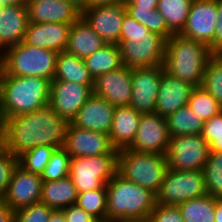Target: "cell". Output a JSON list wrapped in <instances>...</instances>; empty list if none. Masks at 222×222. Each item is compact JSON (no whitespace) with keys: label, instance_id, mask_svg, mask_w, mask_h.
I'll list each match as a JSON object with an SVG mask.
<instances>
[{"label":"cell","instance_id":"4","mask_svg":"<svg viewBox=\"0 0 222 222\" xmlns=\"http://www.w3.org/2000/svg\"><path fill=\"white\" fill-rule=\"evenodd\" d=\"M50 83L42 77L7 75L0 69V114L4 120L49 105Z\"/></svg>","mask_w":222,"mask_h":222},{"label":"cell","instance_id":"15","mask_svg":"<svg viewBox=\"0 0 222 222\" xmlns=\"http://www.w3.org/2000/svg\"><path fill=\"white\" fill-rule=\"evenodd\" d=\"M93 94V86L52 80L49 106L61 117L72 121L79 109Z\"/></svg>","mask_w":222,"mask_h":222},{"label":"cell","instance_id":"56","mask_svg":"<svg viewBox=\"0 0 222 222\" xmlns=\"http://www.w3.org/2000/svg\"><path fill=\"white\" fill-rule=\"evenodd\" d=\"M123 222H149V221L146 220V221H123Z\"/></svg>","mask_w":222,"mask_h":222},{"label":"cell","instance_id":"32","mask_svg":"<svg viewBox=\"0 0 222 222\" xmlns=\"http://www.w3.org/2000/svg\"><path fill=\"white\" fill-rule=\"evenodd\" d=\"M202 171L206 193L222 198V152L210 151Z\"/></svg>","mask_w":222,"mask_h":222},{"label":"cell","instance_id":"6","mask_svg":"<svg viewBox=\"0 0 222 222\" xmlns=\"http://www.w3.org/2000/svg\"><path fill=\"white\" fill-rule=\"evenodd\" d=\"M58 53L21 42L5 50L0 69L7 75L54 79Z\"/></svg>","mask_w":222,"mask_h":222},{"label":"cell","instance_id":"3","mask_svg":"<svg viewBox=\"0 0 222 222\" xmlns=\"http://www.w3.org/2000/svg\"><path fill=\"white\" fill-rule=\"evenodd\" d=\"M166 39L149 31L128 13L122 21L120 40L117 44L124 66L144 68L164 63Z\"/></svg>","mask_w":222,"mask_h":222},{"label":"cell","instance_id":"19","mask_svg":"<svg viewBox=\"0 0 222 222\" xmlns=\"http://www.w3.org/2000/svg\"><path fill=\"white\" fill-rule=\"evenodd\" d=\"M115 107L104 98L92 94L79 109L71 124L109 135Z\"/></svg>","mask_w":222,"mask_h":222},{"label":"cell","instance_id":"11","mask_svg":"<svg viewBox=\"0 0 222 222\" xmlns=\"http://www.w3.org/2000/svg\"><path fill=\"white\" fill-rule=\"evenodd\" d=\"M216 24V0H193L185 27L179 35L190 40L205 43L214 53V31Z\"/></svg>","mask_w":222,"mask_h":222},{"label":"cell","instance_id":"31","mask_svg":"<svg viewBox=\"0 0 222 222\" xmlns=\"http://www.w3.org/2000/svg\"><path fill=\"white\" fill-rule=\"evenodd\" d=\"M193 0H159L157 11L164 17L168 28L179 34L185 27Z\"/></svg>","mask_w":222,"mask_h":222},{"label":"cell","instance_id":"12","mask_svg":"<svg viewBox=\"0 0 222 222\" xmlns=\"http://www.w3.org/2000/svg\"><path fill=\"white\" fill-rule=\"evenodd\" d=\"M169 142L166 118L155 112L142 113L135 139L128 149L166 155Z\"/></svg>","mask_w":222,"mask_h":222},{"label":"cell","instance_id":"43","mask_svg":"<svg viewBox=\"0 0 222 222\" xmlns=\"http://www.w3.org/2000/svg\"><path fill=\"white\" fill-rule=\"evenodd\" d=\"M67 222H96L97 220L76 204L62 209Z\"/></svg>","mask_w":222,"mask_h":222},{"label":"cell","instance_id":"27","mask_svg":"<svg viewBox=\"0 0 222 222\" xmlns=\"http://www.w3.org/2000/svg\"><path fill=\"white\" fill-rule=\"evenodd\" d=\"M53 80L75 82L86 86H94L84 60L67 51L59 52L56 60V70Z\"/></svg>","mask_w":222,"mask_h":222},{"label":"cell","instance_id":"1","mask_svg":"<svg viewBox=\"0 0 222 222\" xmlns=\"http://www.w3.org/2000/svg\"><path fill=\"white\" fill-rule=\"evenodd\" d=\"M70 124L49 105L8 117L4 120V148L17 157L36 146L64 148Z\"/></svg>","mask_w":222,"mask_h":222},{"label":"cell","instance_id":"23","mask_svg":"<svg viewBox=\"0 0 222 222\" xmlns=\"http://www.w3.org/2000/svg\"><path fill=\"white\" fill-rule=\"evenodd\" d=\"M141 114L130 105L115 107L109 136L117 151L131 146L137 133Z\"/></svg>","mask_w":222,"mask_h":222},{"label":"cell","instance_id":"41","mask_svg":"<svg viewBox=\"0 0 222 222\" xmlns=\"http://www.w3.org/2000/svg\"><path fill=\"white\" fill-rule=\"evenodd\" d=\"M17 166V156L7 151L5 148L0 151V199L5 195L8 184Z\"/></svg>","mask_w":222,"mask_h":222},{"label":"cell","instance_id":"9","mask_svg":"<svg viewBox=\"0 0 222 222\" xmlns=\"http://www.w3.org/2000/svg\"><path fill=\"white\" fill-rule=\"evenodd\" d=\"M206 194L202 170L168 169L156 193V203L178 206L189 199L199 198Z\"/></svg>","mask_w":222,"mask_h":222},{"label":"cell","instance_id":"52","mask_svg":"<svg viewBox=\"0 0 222 222\" xmlns=\"http://www.w3.org/2000/svg\"><path fill=\"white\" fill-rule=\"evenodd\" d=\"M81 12L87 8V0H69Z\"/></svg>","mask_w":222,"mask_h":222},{"label":"cell","instance_id":"51","mask_svg":"<svg viewBox=\"0 0 222 222\" xmlns=\"http://www.w3.org/2000/svg\"><path fill=\"white\" fill-rule=\"evenodd\" d=\"M4 117L0 114V151L4 149Z\"/></svg>","mask_w":222,"mask_h":222},{"label":"cell","instance_id":"35","mask_svg":"<svg viewBox=\"0 0 222 222\" xmlns=\"http://www.w3.org/2000/svg\"><path fill=\"white\" fill-rule=\"evenodd\" d=\"M201 87L222 105V54H214L208 61Z\"/></svg>","mask_w":222,"mask_h":222},{"label":"cell","instance_id":"46","mask_svg":"<svg viewBox=\"0 0 222 222\" xmlns=\"http://www.w3.org/2000/svg\"><path fill=\"white\" fill-rule=\"evenodd\" d=\"M15 211L0 199V222H15Z\"/></svg>","mask_w":222,"mask_h":222},{"label":"cell","instance_id":"25","mask_svg":"<svg viewBox=\"0 0 222 222\" xmlns=\"http://www.w3.org/2000/svg\"><path fill=\"white\" fill-rule=\"evenodd\" d=\"M107 43L80 16L71 24L66 51L81 59L94 54Z\"/></svg>","mask_w":222,"mask_h":222},{"label":"cell","instance_id":"33","mask_svg":"<svg viewBox=\"0 0 222 222\" xmlns=\"http://www.w3.org/2000/svg\"><path fill=\"white\" fill-rule=\"evenodd\" d=\"M187 105L204 122L222 112V105L201 86L192 90Z\"/></svg>","mask_w":222,"mask_h":222},{"label":"cell","instance_id":"55","mask_svg":"<svg viewBox=\"0 0 222 222\" xmlns=\"http://www.w3.org/2000/svg\"><path fill=\"white\" fill-rule=\"evenodd\" d=\"M4 7H5V6L2 5L1 2H0V14H1L2 10L4 9Z\"/></svg>","mask_w":222,"mask_h":222},{"label":"cell","instance_id":"44","mask_svg":"<svg viewBox=\"0 0 222 222\" xmlns=\"http://www.w3.org/2000/svg\"><path fill=\"white\" fill-rule=\"evenodd\" d=\"M217 24L214 31V54H222V0H216Z\"/></svg>","mask_w":222,"mask_h":222},{"label":"cell","instance_id":"49","mask_svg":"<svg viewBox=\"0 0 222 222\" xmlns=\"http://www.w3.org/2000/svg\"><path fill=\"white\" fill-rule=\"evenodd\" d=\"M215 222H222V198L216 200Z\"/></svg>","mask_w":222,"mask_h":222},{"label":"cell","instance_id":"21","mask_svg":"<svg viewBox=\"0 0 222 222\" xmlns=\"http://www.w3.org/2000/svg\"><path fill=\"white\" fill-rule=\"evenodd\" d=\"M29 23H65L72 24L81 11L69 0H33L27 1Z\"/></svg>","mask_w":222,"mask_h":222},{"label":"cell","instance_id":"39","mask_svg":"<svg viewBox=\"0 0 222 222\" xmlns=\"http://www.w3.org/2000/svg\"><path fill=\"white\" fill-rule=\"evenodd\" d=\"M54 210L41 202L15 210V222H49Z\"/></svg>","mask_w":222,"mask_h":222},{"label":"cell","instance_id":"13","mask_svg":"<svg viewBox=\"0 0 222 222\" xmlns=\"http://www.w3.org/2000/svg\"><path fill=\"white\" fill-rule=\"evenodd\" d=\"M163 65L132 68V96L129 105L140 113H154Z\"/></svg>","mask_w":222,"mask_h":222},{"label":"cell","instance_id":"20","mask_svg":"<svg viewBox=\"0 0 222 222\" xmlns=\"http://www.w3.org/2000/svg\"><path fill=\"white\" fill-rule=\"evenodd\" d=\"M71 24L29 23L23 43L57 53L66 51Z\"/></svg>","mask_w":222,"mask_h":222},{"label":"cell","instance_id":"40","mask_svg":"<svg viewBox=\"0 0 222 222\" xmlns=\"http://www.w3.org/2000/svg\"><path fill=\"white\" fill-rule=\"evenodd\" d=\"M202 137L210 146V151L222 152V112L205 121Z\"/></svg>","mask_w":222,"mask_h":222},{"label":"cell","instance_id":"37","mask_svg":"<svg viewBox=\"0 0 222 222\" xmlns=\"http://www.w3.org/2000/svg\"><path fill=\"white\" fill-rule=\"evenodd\" d=\"M56 149L51 146H36L18 156V165L28 172L41 176Z\"/></svg>","mask_w":222,"mask_h":222},{"label":"cell","instance_id":"30","mask_svg":"<svg viewBox=\"0 0 222 222\" xmlns=\"http://www.w3.org/2000/svg\"><path fill=\"white\" fill-rule=\"evenodd\" d=\"M216 200L206 194L179 204L184 222H215Z\"/></svg>","mask_w":222,"mask_h":222},{"label":"cell","instance_id":"34","mask_svg":"<svg viewBox=\"0 0 222 222\" xmlns=\"http://www.w3.org/2000/svg\"><path fill=\"white\" fill-rule=\"evenodd\" d=\"M76 205L96 220L106 219L107 214V194L106 185L101 189L84 191L78 193Z\"/></svg>","mask_w":222,"mask_h":222},{"label":"cell","instance_id":"36","mask_svg":"<svg viewBox=\"0 0 222 222\" xmlns=\"http://www.w3.org/2000/svg\"><path fill=\"white\" fill-rule=\"evenodd\" d=\"M127 13L149 31L159 34L168 40L174 33L168 28L164 17L155 10L144 8H126Z\"/></svg>","mask_w":222,"mask_h":222},{"label":"cell","instance_id":"7","mask_svg":"<svg viewBox=\"0 0 222 222\" xmlns=\"http://www.w3.org/2000/svg\"><path fill=\"white\" fill-rule=\"evenodd\" d=\"M166 155L118 151L117 172L129 181L157 193L168 171Z\"/></svg>","mask_w":222,"mask_h":222},{"label":"cell","instance_id":"38","mask_svg":"<svg viewBox=\"0 0 222 222\" xmlns=\"http://www.w3.org/2000/svg\"><path fill=\"white\" fill-rule=\"evenodd\" d=\"M71 156L64 148H58L45 166L41 179L43 182L60 180L69 176Z\"/></svg>","mask_w":222,"mask_h":222},{"label":"cell","instance_id":"18","mask_svg":"<svg viewBox=\"0 0 222 222\" xmlns=\"http://www.w3.org/2000/svg\"><path fill=\"white\" fill-rule=\"evenodd\" d=\"M71 157L100 156L118 154L110 136L104 133L78 128L70 124L64 147Z\"/></svg>","mask_w":222,"mask_h":222},{"label":"cell","instance_id":"45","mask_svg":"<svg viewBox=\"0 0 222 222\" xmlns=\"http://www.w3.org/2000/svg\"><path fill=\"white\" fill-rule=\"evenodd\" d=\"M159 0H125L126 8H144L148 10L157 9Z\"/></svg>","mask_w":222,"mask_h":222},{"label":"cell","instance_id":"50","mask_svg":"<svg viewBox=\"0 0 222 222\" xmlns=\"http://www.w3.org/2000/svg\"><path fill=\"white\" fill-rule=\"evenodd\" d=\"M0 2L4 6L27 5V0H0Z\"/></svg>","mask_w":222,"mask_h":222},{"label":"cell","instance_id":"2","mask_svg":"<svg viewBox=\"0 0 222 222\" xmlns=\"http://www.w3.org/2000/svg\"><path fill=\"white\" fill-rule=\"evenodd\" d=\"M106 194V219L113 222L146 221L156 205L155 193L118 172L106 184Z\"/></svg>","mask_w":222,"mask_h":222},{"label":"cell","instance_id":"17","mask_svg":"<svg viewBox=\"0 0 222 222\" xmlns=\"http://www.w3.org/2000/svg\"><path fill=\"white\" fill-rule=\"evenodd\" d=\"M43 180L40 175L17 166L1 200L14 211L41 201Z\"/></svg>","mask_w":222,"mask_h":222},{"label":"cell","instance_id":"8","mask_svg":"<svg viewBox=\"0 0 222 222\" xmlns=\"http://www.w3.org/2000/svg\"><path fill=\"white\" fill-rule=\"evenodd\" d=\"M118 154L71 157L69 177L78 193L101 189L117 172Z\"/></svg>","mask_w":222,"mask_h":222},{"label":"cell","instance_id":"47","mask_svg":"<svg viewBox=\"0 0 222 222\" xmlns=\"http://www.w3.org/2000/svg\"><path fill=\"white\" fill-rule=\"evenodd\" d=\"M124 1L125 0H87V7L107 5V4H116V3H121Z\"/></svg>","mask_w":222,"mask_h":222},{"label":"cell","instance_id":"22","mask_svg":"<svg viewBox=\"0 0 222 222\" xmlns=\"http://www.w3.org/2000/svg\"><path fill=\"white\" fill-rule=\"evenodd\" d=\"M194 88L195 86L189 82L172 77L164 71L156 100L155 113L166 118L186 106Z\"/></svg>","mask_w":222,"mask_h":222},{"label":"cell","instance_id":"53","mask_svg":"<svg viewBox=\"0 0 222 222\" xmlns=\"http://www.w3.org/2000/svg\"><path fill=\"white\" fill-rule=\"evenodd\" d=\"M4 52H5V50L0 46V62H1L2 59H3Z\"/></svg>","mask_w":222,"mask_h":222},{"label":"cell","instance_id":"24","mask_svg":"<svg viewBox=\"0 0 222 222\" xmlns=\"http://www.w3.org/2000/svg\"><path fill=\"white\" fill-rule=\"evenodd\" d=\"M28 24L27 5L5 6L0 14V46L6 50L23 42Z\"/></svg>","mask_w":222,"mask_h":222},{"label":"cell","instance_id":"10","mask_svg":"<svg viewBox=\"0 0 222 222\" xmlns=\"http://www.w3.org/2000/svg\"><path fill=\"white\" fill-rule=\"evenodd\" d=\"M210 152V146L202 135L170 137L166 153L169 169L202 170Z\"/></svg>","mask_w":222,"mask_h":222},{"label":"cell","instance_id":"5","mask_svg":"<svg viewBox=\"0 0 222 222\" xmlns=\"http://www.w3.org/2000/svg\"><path fill=\"white\" fill-rule=\"evenodd\" d=\"M214 53L205 43L173 34L166 41L163 67L170 76L201 86L204 70Z\"/></svg>","mask_w":222,"mask_h":222},{"label":"cell","instance_id":"48","mask_svg":"<svg viewBox=\"0 0 222 222\" xmlns=\"http://www.w3.org/2000/svg\"><path fill=\"white\" fill-rule=\"evenodd\" d=\"M49 222H67L62 210H54L49 218Z\"/></svg>","mask_w":222,"mask_h":222},{"label":"cell","instance_id":"14","mask_svg":"<svg viewBox=\"0 0 222 222\" xmlns=\"http://www.w3.org/2000/svg\"><path fill=\"white\" fill-rule=\"evenodd\" d=\"M126 13V5L121 2L87 7L81 16L107 44H118Z\"/></svg>","mask_w":222,"mask_h":222},{"label":"cell","instance_id":"28","mask_svg":"<svg viewBox=\"0 0 222 222\" xmlns=\"http://www.w3.org/2000/svg\"><path fill=\"white\" fill-rule=\"evenodd\" d=\"M83 60L93 79L101 74L120 69L124 66L117 44H106Z\"/></svg>","mask_w":222,"mask_h":222},{"label":"cell","instance_id":"54","mask_svg":"<svg viewBox=\"0 0 222 222\" xmlns=\"http://www.w3.org/2000/svg\"><path fill=\"white\" fill-rule=\"evenodd\" d=\"M96 222H113V221H110L108 219H104V220H97Z\"/></svg>","mask_w":222,"mask_h":222},{"label":"cell","instance_id":"16","mask_svg":"<svg viewBox=\"0 0 222 222\" xmlns=\"http://www.w3.org/2000/svg\"><path fill=\"white\" fill-rule=\"evenodd\" d=\"M132 68L122 66L94 79L93 94L104 98L109 104L129 106L132 96Z\"/></svg>","mask_w":222,"mask_h":222},{"label":"cell","instance_id":"26","mask_svg":"<svg viewBox=\"0 0 222 222\" xmlns=\"http://www.w3.org/2000/svg\"><path fill=\"white\" fill-rule=\"evenodd\" d=\"M77 197V189L69 176L42 183L40 202L53 210H62L76 204Z\"/></svg>","mask_w":222,"mask_h":222},{"label":"cell","instance_id":"42","mask_svg":"<svg viewBox=\"0 0 222 222\" xmlns=\"http://www.w3.org/2000/svg\"><path fill=\"white\" fill-rule=\"evenodd\" d=\"M149 222H184L178 206L156 203L152 210Z\"/></svg>","mask_w":222,"mask_h":222},{"label":"cell","instance_id":"29","mask_svg":"<svg viewBox=\"0 0 222 222\" xmlns=\"http://www.w3.org/2000/svg\"><path fill=\"white\" fill-rule=\"evenodd\" d=\"M166 123L170 137H176L180 135H201L205 122L186 105L166 117Z\"/></svg>","mask_w":222,"mask_h":222}]
</instances>
